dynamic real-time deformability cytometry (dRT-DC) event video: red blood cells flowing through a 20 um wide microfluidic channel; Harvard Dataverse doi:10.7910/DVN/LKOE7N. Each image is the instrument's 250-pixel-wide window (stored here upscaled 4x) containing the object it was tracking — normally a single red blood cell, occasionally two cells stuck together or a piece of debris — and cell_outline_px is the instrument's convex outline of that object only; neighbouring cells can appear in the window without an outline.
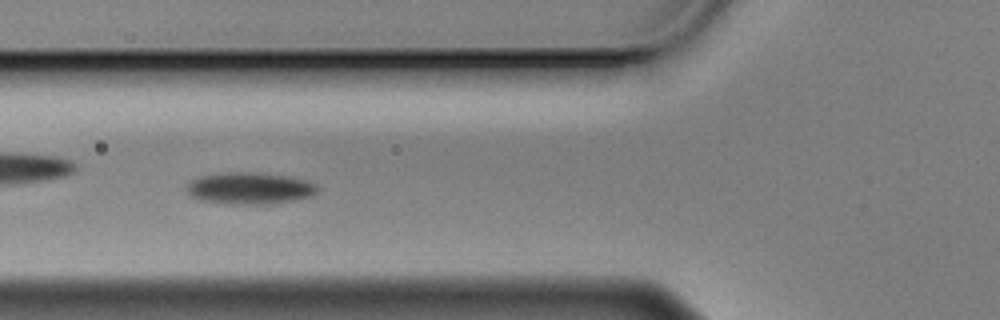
{"species": "Egyptian fruit bat (a non-hibernating species)", "species_latin": "Rousettus aegyptiacus", "temperature_condition": "cold", "stored_images_in_passage": 57, "camera_frame_rate_fps": 3000, "um_per_image_px": 0.085, "animal": {"sex": "male"}, "frame": {"image": 1, "passage_image": 21, "time_ms": 6.667, "image_size_px": [1000, 320], "cell_outline_px": [[320, 188], [312, 196], [292, 200], [260, 204], [228, 204], [200, 200], [192, 196], [188, 192], [188, 184], [192, 180], [204, 176], [236, 172], [244, 172], [284, 176], [304, 180], [316, 184]], "centroid_in_image_um": [21.24, 16.02], "position_along_channel_um": 104.6, "area_um2": 23.47}}
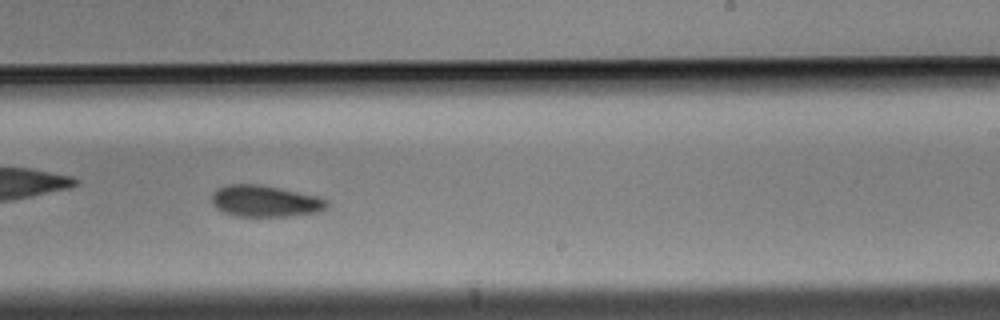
{"frame": {"image": 2, "passage_image": 35, "time_ms": 11.333, "image_size_px": [1000, 320], "cell_outline_px": [[328, 204], [320, 212], [288, 216], [236, 216], [224, 212], [216, 208], [212, 204], [212, 196], [216, 188], [228, 184], [256, 184], [280, 188], [316, 196], [328, 200]], "centroid_in_image_um": [22.51, 17.09], "position_along_channel_um": 266.5, "area_um2": 21.04}}
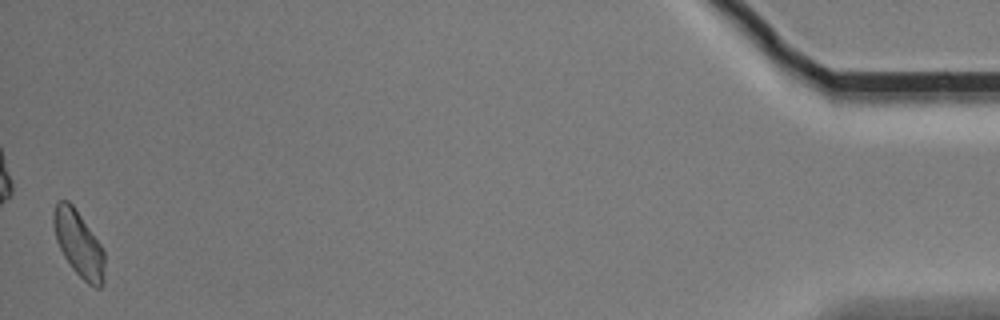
{"frame": {"image": 3, "passage_image": 57, "time_ms": 18.667, "image_size_px": [1000, 320], "cell_outline_px": [[104, 280], [100, 288], [96, 288], [88, 284], [72, 268], [64, 256], [56, 240], [52, 220], [52, 212], [56, 204], [60, 200], [68, 200], [72, 204], [100, 244], [104, 252]], "centroid_in_image_um": [6.67, 20.73], "position_along_channel_um": 428.5, "area_um2": 19.36}, "authors_computed_cell_mechanics": {"area_um2": 21.386, "velocity_mm_per_s": 3.4717, "shape_relaxation_time_tau1_ms": 3.788, "shape_relaxation_time_tau2_ms": null, "deformation_change_tau1": 0.0869, "deformation_change_tau2": null}}